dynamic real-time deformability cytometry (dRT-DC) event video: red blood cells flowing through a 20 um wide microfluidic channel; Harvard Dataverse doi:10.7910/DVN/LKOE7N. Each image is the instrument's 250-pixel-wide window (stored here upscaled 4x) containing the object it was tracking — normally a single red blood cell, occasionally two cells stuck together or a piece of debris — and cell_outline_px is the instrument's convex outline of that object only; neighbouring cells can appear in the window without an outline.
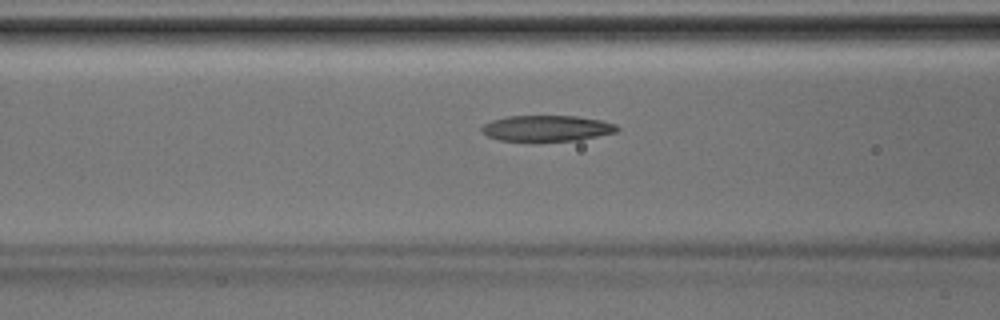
{"species": "Egyptian fruit bat (a non-hibernating species)", "species_latin": "Rousettus aegyptiacus", "temperature_condition": "room temperature", "stored_images_in_passage": 42, "camera_frame_rate_fps": 3000, "um_per_image_px": 0.085, "animal": {"sex": "male"}, "frame": {"image": 1, "passage_image": 17, "time_ms": 5.333, "image_size_px": [1000, 320], "cell_outline_px": [[620, 128], [616, 132], [576, 140], [500, 140], [488, 136], [480, 132], [480, 128], [484, 124], [492, 120], [508, 116], [576, 116], [600, 120], [616, 124]], "centroid_in_image_um": [46.46, 10.89], "position_along_channel_um": 120.1, "area_um2": 20.11}}
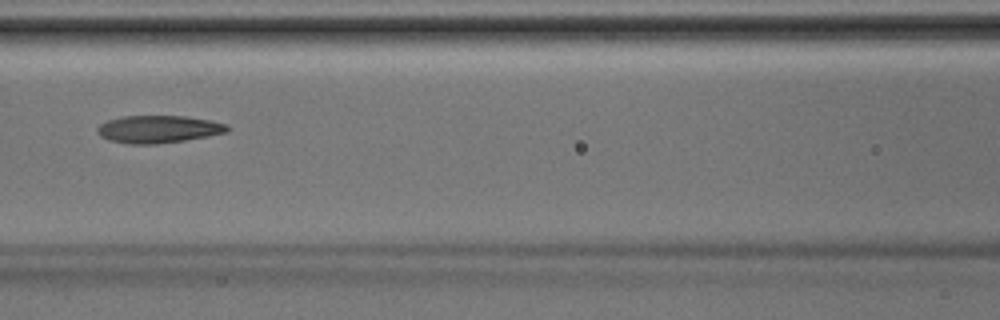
{"frame": {"image": 2, "passage_image": 19, "time_ms": 6.0, "image_size_px": [1000, 320], "cell_outline_px": [[228, 132], [208, 136], [184, 140], [156, 144], [128, 144], [108, 140], [100, 136], [96, 128], [100, 124], [108, 120], [124, 116], [184, 116], [212, 120], [228, 124]], "centroid_in_image_um": [13.47, 10.98], "position_along_channel_um": 153.1, "area_um2": 20.87}}
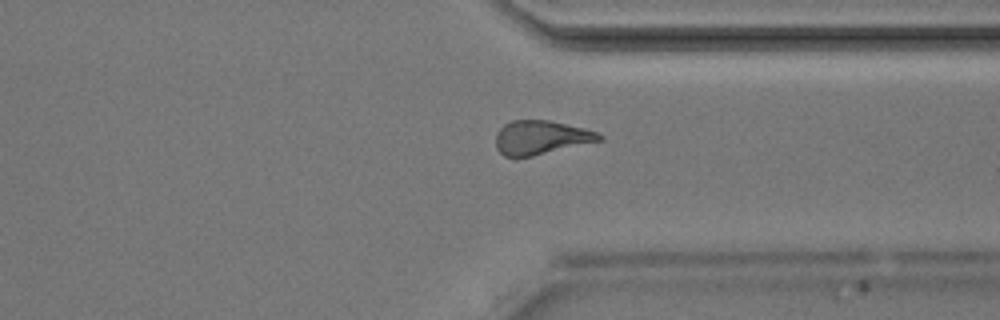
{"frame": {"image": 3, "passage_image": 32, "time_ms": 10.333, "image_size_px": [1000, 320], "cell_outline_px": [[604, 140], [516, 160], [504, 156], [496, 148], [496, 132], [504, 124], [512, 120], [548, 120], [584, 128], [596, 132], [604, 136]], "centroid_in_image_um": [45.95, 11.72], "position_along_channel_um": 365.4, "area_um2": 20.92}}